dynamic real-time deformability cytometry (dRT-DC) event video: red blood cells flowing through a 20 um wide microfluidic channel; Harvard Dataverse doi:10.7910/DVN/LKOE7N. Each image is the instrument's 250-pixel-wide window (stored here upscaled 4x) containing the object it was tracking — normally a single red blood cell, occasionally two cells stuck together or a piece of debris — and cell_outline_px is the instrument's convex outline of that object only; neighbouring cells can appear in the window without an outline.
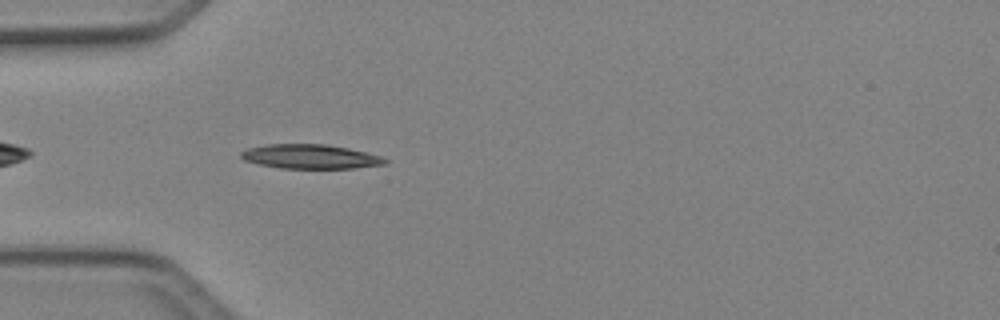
{"species": "Egyptian fruit bat (a non-hibernating species)", "species_latin": "Rousettus aegyptiacus", "temperature_condition": "cold", "stored_images_in_passage": 36, "camera_frame_rate_fps": 3000, "um_per_image_px": 0.085, "animal": {"sex": "female"}, "frame": {"image": 1, "passage_image": 3, "time_ms": 0.667, "image_size_px": [1000, 320], "cell_outline_px": [[388, 164], [356, 168], [280, 168], [260, 164], [244, 160], [240, 156], [240, 152], [248, 148], [268, 144], [324, 144], [348, 148], [384, 156], [388, 160]], "centroid_in_image_um": [26.43, 13.31], "position_along_channel_um": 58.6, "area_um2": 20.46}}
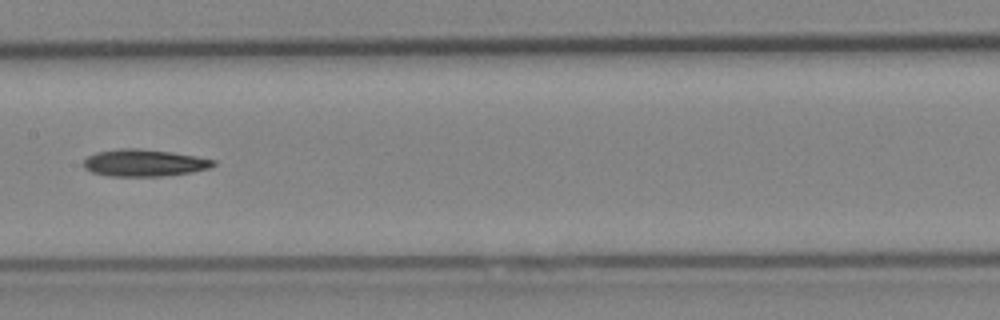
{"frame": {"image": 2, "passage_image": 13, "time_ms": 4.0, "image_size_px": [1000, 320], "cell_outline_px": [[216, 164], [208, 168], [192, 172], [160, 176], [108, 176], [92, 172], [84, 168], [84, 160], [88, 156], [96, 152], [120, 148], [136, 148], [172, 152], [196, 156], [216, 160]], "centroid_in_image_um": [12.25, 13.84], "position_along_channel_um": 195.2, "area_um2": 20.4}}
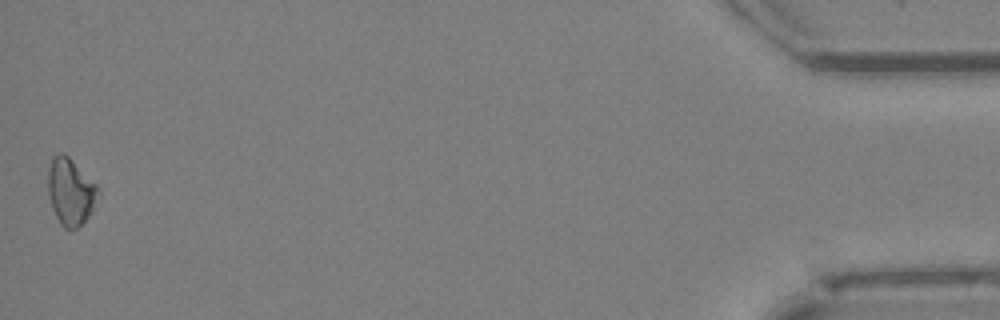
{"frame": {"image": 3, "passage_image": 36, "time_ms": 11.667, "image_size_px": [1000, 320], "cell_outline_px": [[100, 196], [92, 212], [76, 228], [64, 228], [60, 224], [52, 208], [48, 196], [48, 168], [52, 156], [60, 152], [64, 152], [100, 188]], "centroid_in_image_um": [6.0, 16.27], "position_along_channel_um": 429.2, "area_um2": 19.65}, "authors_computed_cell_mechanics": {"area_um2": 19.4786, "velocity_mm_per_s": 4.2507, "shape_relaxation_time_tau1_ms": 2.7344, "shape_relaxation_time_tau2_ms": null, "deformation_change_tau1": 0.0918, "deformation_change_tau2": null}}